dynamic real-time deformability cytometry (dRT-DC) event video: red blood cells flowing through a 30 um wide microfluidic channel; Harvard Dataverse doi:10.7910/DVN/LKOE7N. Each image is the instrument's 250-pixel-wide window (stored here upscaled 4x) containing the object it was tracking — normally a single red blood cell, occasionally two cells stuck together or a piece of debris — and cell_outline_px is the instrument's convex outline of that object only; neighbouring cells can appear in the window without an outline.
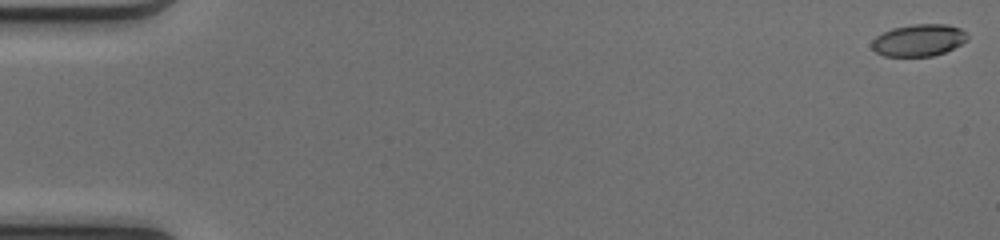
{"species": "common noctule bat (a hibernating species)", "species_latin": "Nyctalus noctula", "temperature_condition": "cold", "stored_images_in_passage": 51, "camera_frame_rate_fps": 3000, "um_per_image_px": 0.085, "animal": {"sex": "female", "body_mass_g": 17.0, "forearm_length_mm": 48.0}, "frame": {"image": 1, "passage_image": 1, "time_ms": 0.0, "image_size_px": [1000, 240], "cell_outline_px": [[968, 40], [944, 52], [932, 56], [884, 56], [876, 52], [872, 48], [872, 40], [876, 36], [892, 28], [912, 24], [948, 24], [960, 28], [968, 36]], "centroid_in_image_um": [78.08, 3.41], "position_along_channel_um": 6.9, "area_um2": 17.74}}
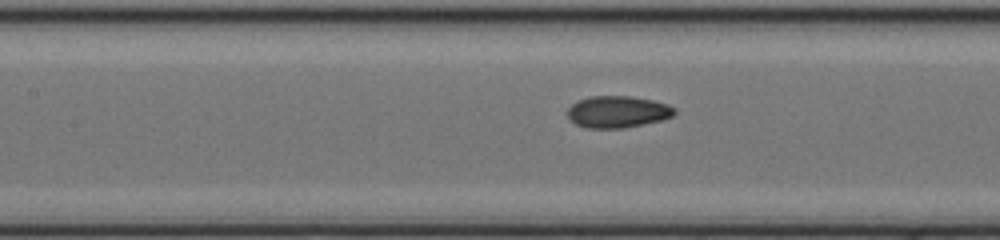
{"frame": {"image": 2, "passage_image": 24, "time_ms": 7.667, "image_size_px": [1000, 240], "cell_outline_px": [[676, 112], [672, 116], [660, 120], [624, 128], [584, 128], [568, 120], [568, 108], [576, 100], [588, 96], [632, 96], [652, 100], [668, 104], [676, 108]], "centroid_in_image_um": [52.46, 9.5], "position_along_channel_um": 154.9, "area_um2": 20.0}}
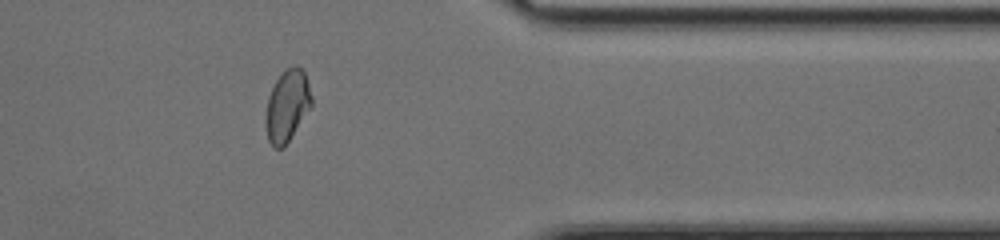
{"frame": {"image": 3, "passage_image": 42, "time_ms": 13.667, "image_size_px": [1000, 240], "cell_outline_px": [[312, 104], [284, 148], [276, 148], [268, 140], [264, 120], [268, 96], [276, 80], [288, 68], [296, 64], [304, 72], [308, 80], [312, 96]], "centroid_in_image_um": [24.4, 8.99], "position_along_channel_um": 387.0, "area_um2": 19.02}, "authors_computed_cell_mechanics": {"area_um2": 19.2474, "velocity_mm_per_s": 4.1193, "shape_relaxation_time_tau1_ms": 9.1671, "shape_relaxation_time_tau2_ms": 0.9509, "deformation_change_tau1": 0.1986, "deformation_change_tau2": 0.0559}}